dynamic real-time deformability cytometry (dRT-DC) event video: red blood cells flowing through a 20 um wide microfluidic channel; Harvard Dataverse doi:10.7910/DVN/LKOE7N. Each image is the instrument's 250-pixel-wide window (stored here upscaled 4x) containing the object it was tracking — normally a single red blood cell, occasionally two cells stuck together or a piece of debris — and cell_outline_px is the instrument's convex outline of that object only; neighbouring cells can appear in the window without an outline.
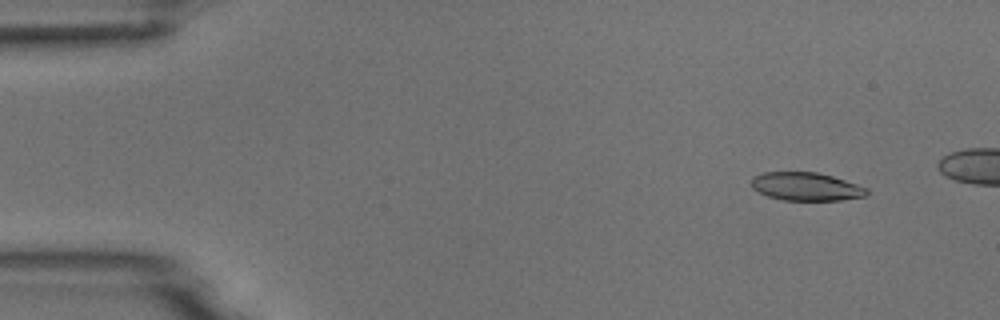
{"species": "common noctule bat (a hibernating species)", "species_latin": "Nyctalus noctula", "temperature_condition": "room temperature", "stored_images_in_passage": 6, "camera_frame_rate_fps": 3000, "um_per_image_px": 0.085, "animal": {"sex": "male", "body_mass_g": 18.8}, "frame": {"image": 1, "passage_image": 2, "time_ms": 1.333, "image_size_px": [1000, 320], "cell_outline_px": [[868, 192], [864, 196], [840, 200], [784, 200], [768, 196], [752, 188], [752, 176], [764, 172], [816, 172], [832, 176], [868, 188]], "centroid_in_image_um": [68.5, 15.85], "position_along_channel_um": 16.5, "area_um2": 18.79}}